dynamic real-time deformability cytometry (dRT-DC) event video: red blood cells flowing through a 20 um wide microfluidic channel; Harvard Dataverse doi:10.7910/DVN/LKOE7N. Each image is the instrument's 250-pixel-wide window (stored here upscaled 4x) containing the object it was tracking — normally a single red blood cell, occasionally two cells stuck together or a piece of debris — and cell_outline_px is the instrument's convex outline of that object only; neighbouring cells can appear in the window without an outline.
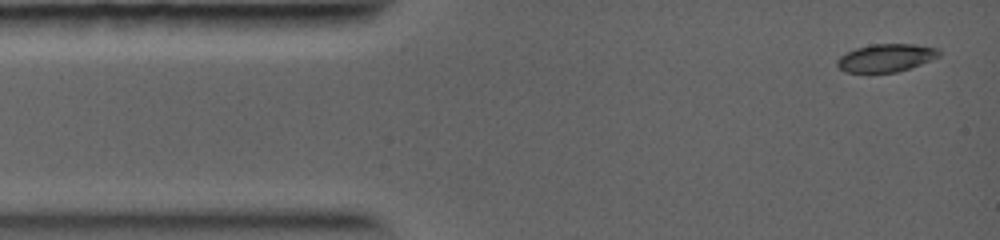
{"species": "common noctule bat (a hibernating species)", "species_latin": "Nyctalus noctula", "temperature_condition": "warm", "stored_images_in_passage": 35, "camera_frame_rate_fps": 5000, "um_per_image_px": 0.085, "animal": {"sex": "female", "body_mass_g": 19.0, "forearm_length_mm": 56.7}, "frame": {"image": 1, "passage_image": 1, "time_ms": 0.0, "image_size_px": [1000, 240], "cell_outline_px": [[940, 56], [932, 60], [896, 72], [844, 72], [836, 64], [836, 60], [840, 56], [856, 48], [872, 44], [916, 44], [936, 48], [940, 52]], "centroid_in_image_um": [75.31, 4.91], "position_along_channel_um": 9.7, "area_um2": 16.42}}
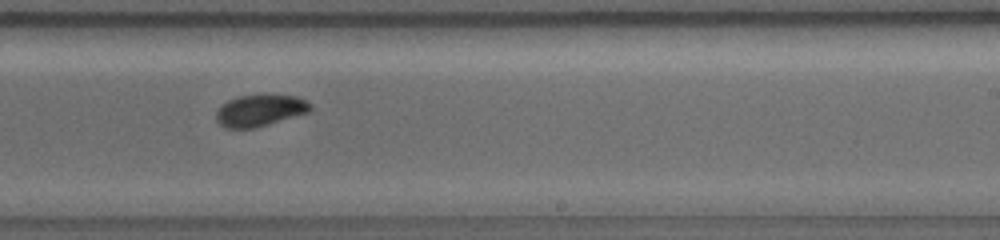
{"frame": {"image": 2, "passage_image": 20, "time_ms": 6.8, "image_size_px": [1000, 240], "cell_outline_px": [[312, 108], [308, 112], [256, 128], [224, 128], [216, 120], [216, 112], [228, 100], [236, 96], [264, 92], [296, 96], [312, 104]], "centroid_in_image_um": [22.1, 9.34], "position_along_channel_um": 266.9, "area_um2": 17.86}}
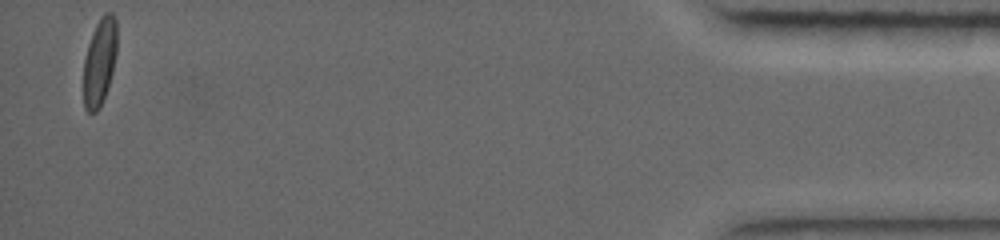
{"frame": {"image": 3, "passage_image": 35, "time_ms": 12.4, "image_size_px": [1000, 240], "cell_outline_px": [[116, 52], [112, 72], [108, 88], [100, 108], [96, 112], [88, 112], [84, 108], [84, 60], [88, 44], [92, 32], [100, 16], [104, 12], [112, 12], [116, 20]], "centroid_in_image_um": [8.46, 5.24], "position_along_channel_um": 426.7, "area_um2": 17.05}}